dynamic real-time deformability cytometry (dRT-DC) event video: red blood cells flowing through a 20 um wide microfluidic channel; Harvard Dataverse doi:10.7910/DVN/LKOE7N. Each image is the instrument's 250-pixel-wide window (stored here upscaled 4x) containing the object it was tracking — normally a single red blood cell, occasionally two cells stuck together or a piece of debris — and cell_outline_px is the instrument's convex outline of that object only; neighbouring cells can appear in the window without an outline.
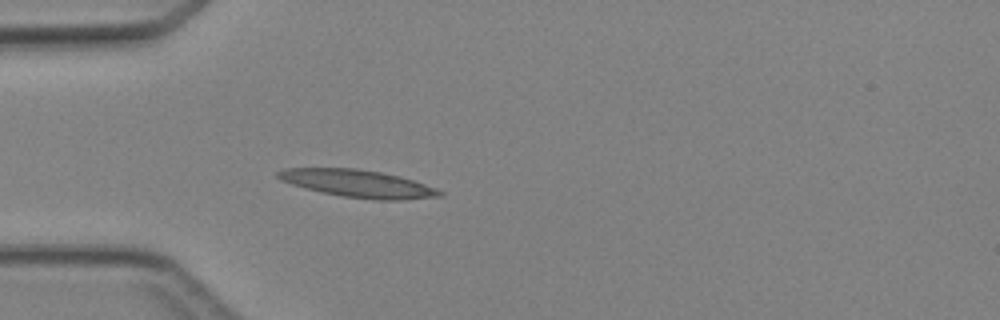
{"species": "Egyptian fruit bat (a non-hibernating species)", "species_latin": "Rousettus aegyptiacus", "temperature_condition": "cold", "stored_images_in_passage": 4, "camera_frame_rate_fps": 3000, "um_per_image_px": 0.085, "animal": {"sex": "female"}, "frame": {"image": 1, "passage_image": 4, "time_ms": 3.667, "image_size_px": [1000, 320], "cell_outline_px": [[444, 196], [400, 200], [376, 200], [344, 196], [320, 192], [292, 184], [280, 180], [276, 176], [276, 172], [284, 168], [356, 168], [380, 172], [400, 176], [436, 188], [444, 192]], "centroid_in_image_um": [30.43, 15.6], "position_along_channel_um": 54.6, "area_um2": 25.84}}